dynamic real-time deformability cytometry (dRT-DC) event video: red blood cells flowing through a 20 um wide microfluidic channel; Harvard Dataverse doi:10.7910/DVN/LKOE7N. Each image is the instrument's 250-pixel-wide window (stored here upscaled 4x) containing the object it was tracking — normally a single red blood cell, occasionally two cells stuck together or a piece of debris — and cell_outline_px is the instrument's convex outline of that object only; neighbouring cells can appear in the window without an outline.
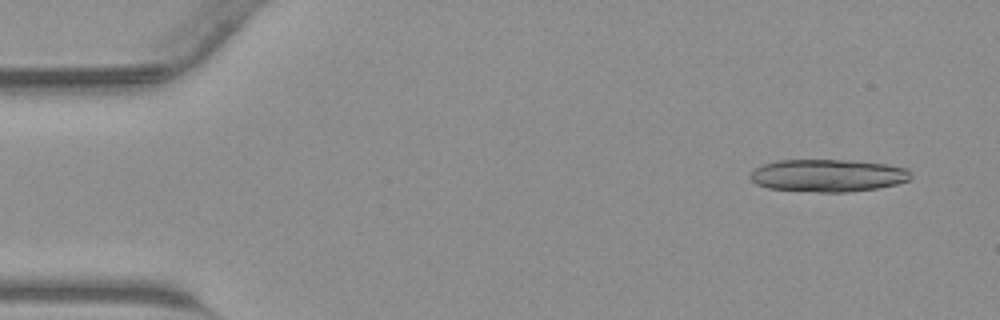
{"species": "common noctule bat (a hibernating species)", "species_latin": "Nyctalus noctula", "temperature_condition": "warm", "stored_images_in_passage": 15, "camera_frame_rate_fps": 3000, "um_per_image_px": 0.085, "animal": {"sex": "male", "body_mass_g": 23.1, "forearm_length_mm": 52.7}, "frame": {"image": 1, "passage_image": 3, "time_ms": 0.667, "image_size_px": [1000, 320], "cell_outline_px": [[912, 176], [908, 180], [896, 184], [876, 188], [848, 192], [816, 192], [768, 188], [756, 184], [748, 176], [756, 168], [764, 164], [780, 160], [848, 160], [888, 164], [908, 168]], "centroid_in_image_um": [70.39, 14.91], "position_along_channel_um": 14.6, "area_um2": 30.4}}